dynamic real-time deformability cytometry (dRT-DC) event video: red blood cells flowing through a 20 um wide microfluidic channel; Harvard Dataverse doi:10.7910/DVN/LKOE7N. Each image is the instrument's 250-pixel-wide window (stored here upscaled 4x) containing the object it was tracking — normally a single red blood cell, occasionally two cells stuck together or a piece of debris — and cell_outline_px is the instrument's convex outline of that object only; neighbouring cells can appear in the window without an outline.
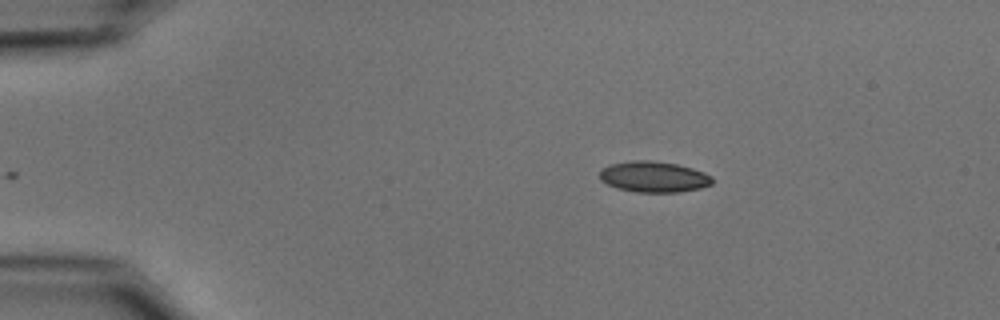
{"species": "common noctule bat (a hibernating species)", "species_latin": "Nyctalus noctula", "temperature_condition": "cold", "stored_images_in_passage": 45, "camera_frame_rate_fps": 3000, "um_per_image_px": 0.085, "animal": {"sex": "male", "body_mass_g": 15.6}, "frame": {"image": 1, "passage_image": 1, "time_ms": 0.0, "image_size_px": [1000, 320], "cell_outline_px": [[712, 184], [700, 188], [680, 192], [636, 192], [616, 188], [600, 180], [600, 168], [612, 164], [632, 160], [652, 160], [676, 164], [692, 168], [704, 172], [712, 176]], "centroid_in_image_um": [55.56, 15.03], "position_along_channel_um": 29.4, "area_um2": 20.35}}
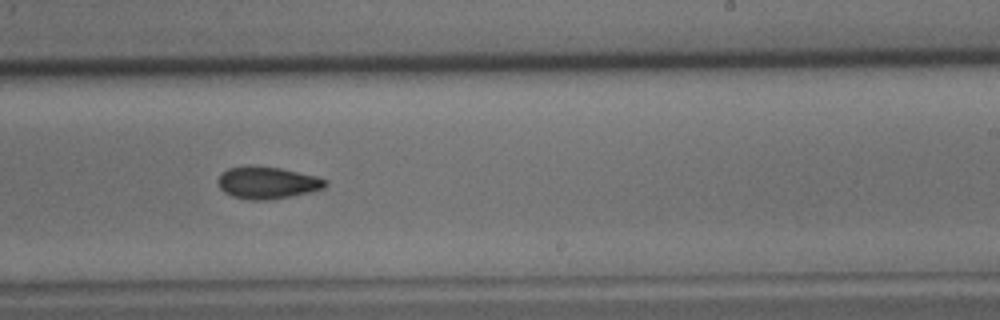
{"frame": {"image": 2, "passage_image": 25, "time_ms": 8.0, "image_size_px": [1000, 320], "cell_outline_px": [[328, 184], [324, 188], [312, 192], [292, 196], [268, 200], [248, 200], [232, 196], [224, 192], [220, 188], [220, 176], [228, 168], [280, 168], [316, 176], [328, 180]], "centroid_in_image_um": [22.81, 15.58], "position_along_channel_um": 266.2, "area_um2": 19.48}}
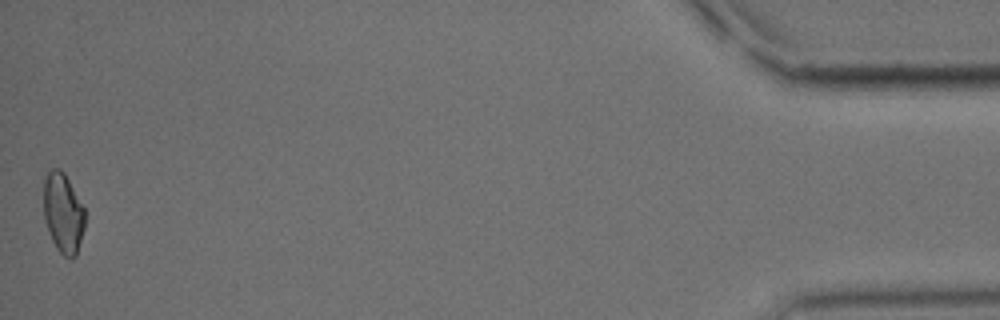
{"frame": {"image": 3, "passage_image": 45, "time_ms": 14.667, "image_size_px": [1000, 320], "cell_outline_px": [[84, 228], [76, 256], [72, 260], [68, 260], [56, 248], [52, 240], [44, 216], [44, 180], [48, 172], [52, 168], [60, 168], [64, 172], [84, 208]], "centroid_in_image_um": [5.37, 18.13], "position_along_channel_um": 429.8, "area_um2": 19.13}, "authors_computed_cell_mechanics": {"area_um2": 19.8254, "velocity_mm_per_s": 3.7437, "shape_relaxation_time_tau1_ms": 8.0712, "shape_relaxation_time_tau2_ms": 6.8989, "deformation_change_tau1": 0.1383, "deformation_change_tau2": 0.118}}